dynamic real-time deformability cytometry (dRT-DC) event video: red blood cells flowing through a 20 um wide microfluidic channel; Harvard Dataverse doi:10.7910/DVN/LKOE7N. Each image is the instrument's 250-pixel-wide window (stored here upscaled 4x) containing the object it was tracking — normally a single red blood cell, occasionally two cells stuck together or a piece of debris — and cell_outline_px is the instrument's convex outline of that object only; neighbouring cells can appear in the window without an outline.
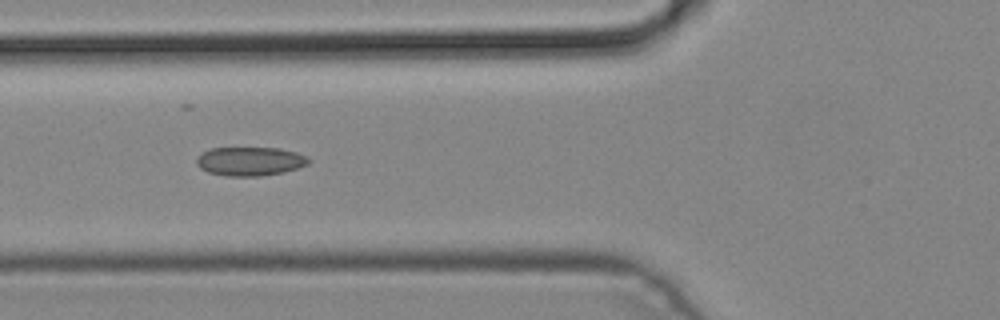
{"species": "common noctule bat (a hibernating species)", "species_latin": "Nyctalus noctula", "temperature_condition": "cold", "stored_images_in_passage": 6, "camera_frame_rate_fps": 3000, "um_per_image_px": 0.085, "animal": {"sex": "male", "body_mass_g": 19.2, "forearm_length_mm": 51.8}, "frame": {"image": 1, "passage_image": 5, "time_ms": 1.333, "image_size_px": [1000, 320], "cell_outline_px": [[312, 160], [308, 164], [284, 172], [260, 176], [228, 176], [208, 172], [200, 168], [196, 164], [196, 156], [212, 148], [280, 148], [296, 152], [308, 156]], "centroid_in_image_um": [21.27, 13.71], "position_along_channel_um": 104.5, "area_um2": 18.9}}